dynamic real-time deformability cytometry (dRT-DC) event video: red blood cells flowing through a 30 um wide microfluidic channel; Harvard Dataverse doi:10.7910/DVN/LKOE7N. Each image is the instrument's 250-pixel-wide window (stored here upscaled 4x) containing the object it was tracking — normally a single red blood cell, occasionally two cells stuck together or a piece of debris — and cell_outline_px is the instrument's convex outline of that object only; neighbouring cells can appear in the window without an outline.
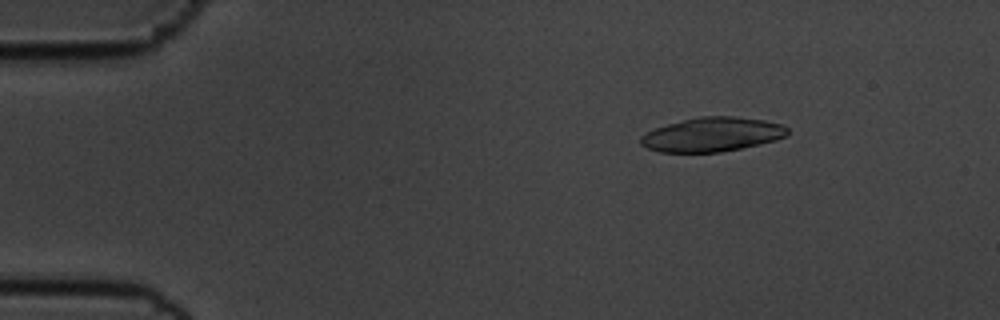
{"species": "common noctule bat (a hibernating species)", "species_latin": "Nyctalus noctula", "temperature_condition": "cold", "stored_images_in_passage": 56, "camera_frame_rate_fps": 3000, "um_per_image_px": 0.085, "animal": {"sex": "male", "body_mass_g": 19.5, "forearm_length_mm": 54.6}, "frame": {"image": 1, "passage_image": 8, "time_ms": 2.333, "image_size_px": [1000, 320], "cell_outline_px": [[788, 132], [784, 136], [776, 140], [760, 144], [720, 152], [660, 152], [648, 148], [640, 144], [640, 136], [656, 128], [668, 124], [700, 116], [732, 116], [764, 120], [784, 124], [788, 128]], "centroid_in_image_um": [60.55, 11.43], "position_along_channel_um": 24.4, "area_um2": 29.07}}